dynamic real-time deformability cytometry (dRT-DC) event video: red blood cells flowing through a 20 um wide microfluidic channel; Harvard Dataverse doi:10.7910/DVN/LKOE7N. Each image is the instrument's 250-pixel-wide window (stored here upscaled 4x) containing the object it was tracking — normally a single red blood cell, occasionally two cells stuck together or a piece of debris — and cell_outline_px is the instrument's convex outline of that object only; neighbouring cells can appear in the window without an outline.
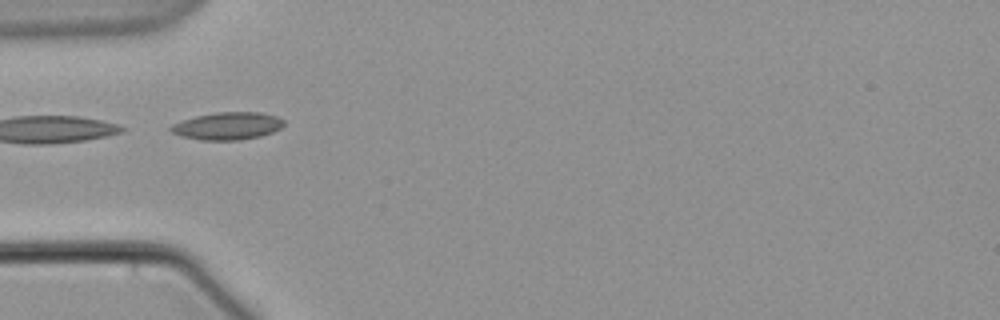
{"species": "common noctule bat (a hibernating species)", "species_latin": "Nyctalus noctula", "temperature_condition": "warm", "stored_images_in_passage": 3, "camera_frame_rate_fps": 3000, "um_per_image_px": 0.085, "animal": {"sex": "male", "body_mass_g": 21.5, "forearm_length_mm": 52.0}, "frame": {"image": 1, "passage_image": 1, "time_ms": 0.0, "image_size_px": [1000, 320], "cell_outline_px": [[284, 124], [280, 128], [272, 132], [260, 136], [240, 140], [200, 140], [180, 136], [172, 132], [168, 128], [172, 124], [196, 116], [216, 112], [260, 112], [276, 116], [284, 120]], "centroid_in_image_um": [19.33, 10.71], "position_along_channel_um": 65.7, "area_um2": 18.09}}
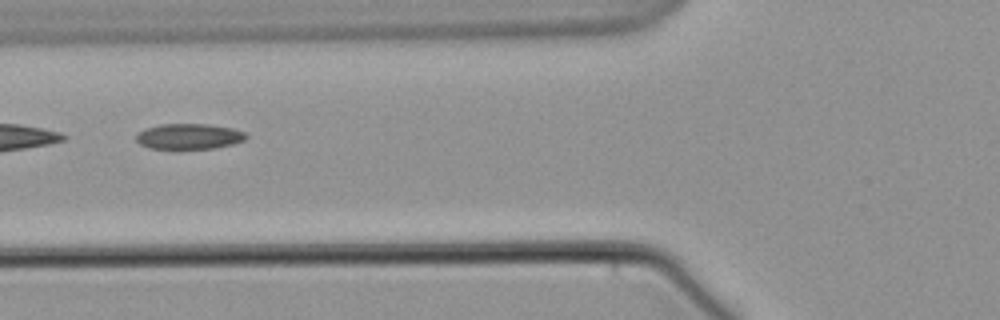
{"frame": {"image": 2, "passage_image": 2, "time_ms": 1.333, "image_size_px": [1000, 320], "cell_outline_px": [[248, 136], [244, 140], [232, 144], [212, 148], [148, 148], [140, 144], [136, 140], [136, 132], [160, 124], [208, 124], [232, 128], [244, 132]], "centroid_in_image_um": [16.05, 11.58], "position_along_channel_um": 109.8, "area_um2": 16.18}}